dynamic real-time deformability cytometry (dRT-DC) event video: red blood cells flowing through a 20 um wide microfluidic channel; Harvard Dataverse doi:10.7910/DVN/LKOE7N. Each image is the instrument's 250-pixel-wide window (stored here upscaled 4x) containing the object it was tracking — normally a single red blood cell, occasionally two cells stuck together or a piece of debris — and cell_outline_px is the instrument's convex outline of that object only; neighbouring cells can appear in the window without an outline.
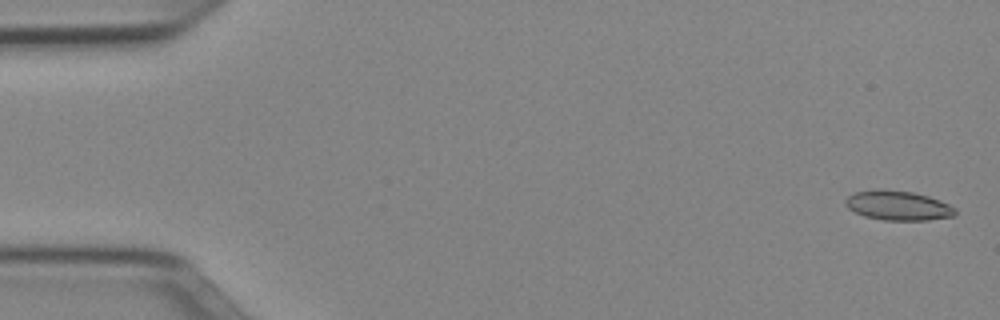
{"species": "Egyptian fruit bat (a non-hibernating species)", "species_latin": "Rousettus aegyptiacus", "temperature_condition": "cold", "stored_images_in_passage": 51, "camera_frame_rate_fps": 3000, "um_per_image_px": 0.085, "animal": {"sex": "female"}, "frame": {"image": 1, "passage_image": 2, "time_ms": 0.333, "image_size_px": [1000, 320], "cell_outline_px": [[956, 212], [952, 216], [928, 220], [884, 220], [864, 216], [848, 208], [844, 204], [844, 200], [848, 196], [856, 192], [876, 188], [880, 188], [912, 192], [928, 196], [940, 200], [956, 208]], "centroid_in_image_um": [76.3, 17.45], "position_along_channel_um": 8.7, "area_um2": 18.96}}
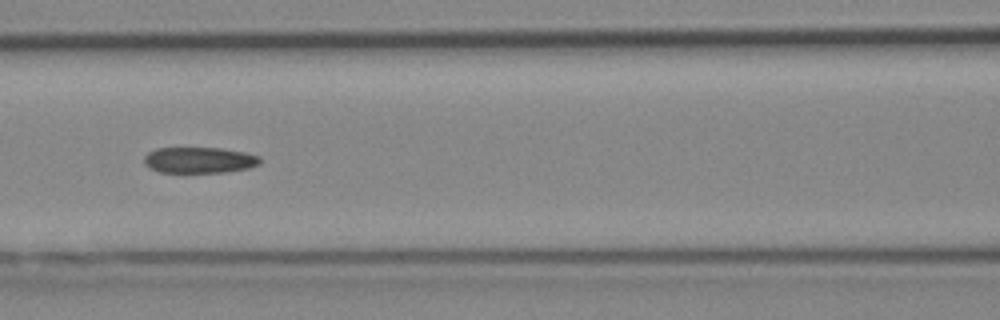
{"frame": {"image": 2, "passage_image": 23, "time_ms": 7.333, "image_size_px": [1000, 320], "cell_outline_px": [[260, 164], [248, 168], [224, 172], [160, 172], [148, 168], [144, 164], [144, 156], [148, 152], [156, 148], [224, 148], [244, 152], [260, 156]], "centroid_in_image_um": [16.92, 13.6], "position_along_channel_um": 149.7, "area_um2": 17.63}}
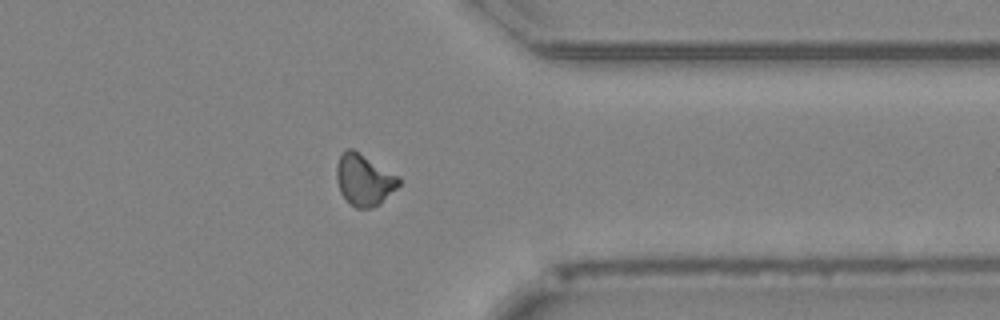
{"frame": {"image": 3, "passage_image": 41, "time_ms": 13.333, "image_size_px": [1000, 320], "cell_outline_px": [[400, 184], [380, 204], [372, 208], [356, 208], [340, 192], [336, 180], [336, 168], [340, 156], [348, 148], [352, 148], [400, 176]], "centroid_in_image_um": [30.96, 15.28], "position_along_channel_um": 380.4, "area_um2": 18.55}, "authors_computed_cell_mechanics": {"area_um2": 18.4382, "velocity_mm_per_s": 3.9631, "shape_relaxation_time_tau1_ms": null, "shape_relaxation_time_tau2_ms": 8.317, "deformation_change_tau1": null, "deformation_change_tau2": 0.1596}}